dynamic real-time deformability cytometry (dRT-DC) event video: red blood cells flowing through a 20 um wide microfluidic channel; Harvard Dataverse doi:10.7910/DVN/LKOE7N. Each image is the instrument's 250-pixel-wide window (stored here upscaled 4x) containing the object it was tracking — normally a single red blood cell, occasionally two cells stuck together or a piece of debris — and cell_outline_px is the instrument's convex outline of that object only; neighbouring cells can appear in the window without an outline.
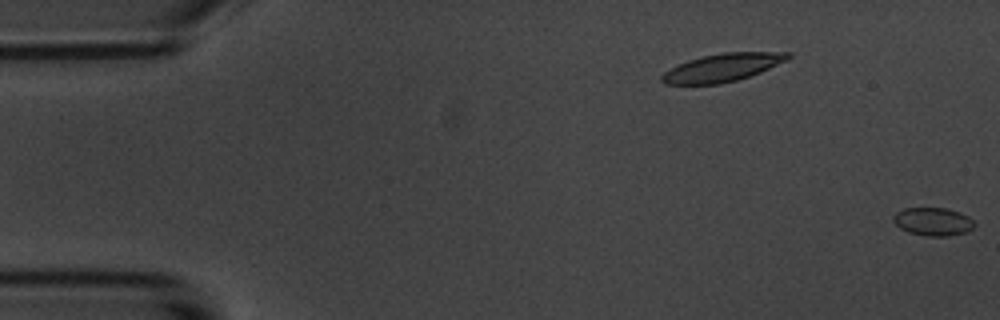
{"species": "common noctule bat (a hibernating species)", "species_latin": "Nyctalus noctula", "temperature_condition": "room temperature", "stored_images_in_passage": 3, "segment_of_instrument_passage": [2, 2], "camera_frame_rate_fps": 3000, "um_per_image_px": 0.085, "animal": {"sex": "male", "body_mass_g": 20.1, "forearm_length_mm": 53.5}, "frame": {"image": 1, "passage_image": 3, "time_ms": 0.667, "image_size_px": [1000, 320], "cell_outline_px": [[976, 224], [968, 232], [948, 236], [924, 236], [908, 232], [900, 228], [892, 220], [892, 216], [896, 212], [904, 208], [948, 208], [960, 212], [968, 216]], "centroid_in_image_um": [79.3, 18.84], "position_along_channel_um": 5.7, "area_um2": 13.47}}